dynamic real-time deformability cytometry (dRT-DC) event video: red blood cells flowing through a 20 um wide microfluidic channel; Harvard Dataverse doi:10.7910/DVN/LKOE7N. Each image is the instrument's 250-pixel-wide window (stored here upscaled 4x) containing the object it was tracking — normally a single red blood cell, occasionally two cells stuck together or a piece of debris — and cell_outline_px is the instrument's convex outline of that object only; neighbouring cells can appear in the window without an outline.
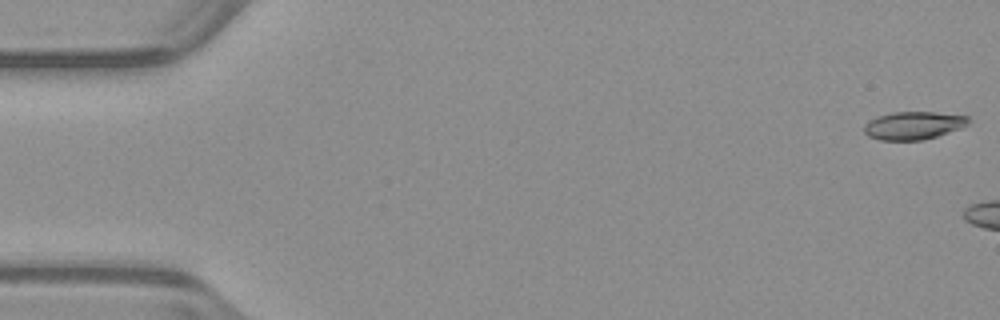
{"species": "common noctule bat (a hibernating species)", "species_latin": "Nyctalus noctula", "temperature_condition": "warm", "stored_images_in_passage": 5, "camera_frame_rate_fps": 3000, "um_per_image_px": 0.085, "animal": {"sex": "male", "body_mass_g": 23.1, "forearm_length_mm": 52.7}, "frame": {"image": 1, "passage_image": 1, "time_ms": 0.0, "image_size_px": [1000, 320], "cell_outline_px": [[968, 124], [960, 128], [924, 140], [880, 140], [868, 136], [864, 132], [864, 124], [868, 120], [876, 116], [892, 112], [936, 112], [968, 116]], "centroid_in_image_um": [77.59, 10.66], "position_along_channel_um": 7.4, "area_um2": 16.99}}